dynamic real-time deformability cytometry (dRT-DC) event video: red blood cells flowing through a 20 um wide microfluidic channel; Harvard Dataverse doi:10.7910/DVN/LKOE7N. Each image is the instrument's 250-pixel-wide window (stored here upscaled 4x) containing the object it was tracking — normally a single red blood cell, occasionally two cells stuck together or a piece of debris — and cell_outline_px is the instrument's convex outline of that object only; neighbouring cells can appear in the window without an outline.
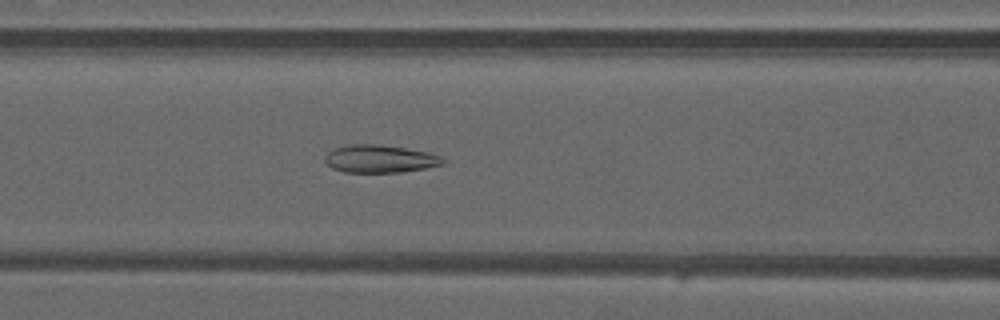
{"species": "common noctule bat (a hibernating species)", "species_latin": "Nyctalus noctula", "temperature_condition": "warm", "stored_images_in_passage": 46, "camera_frame_rate_fps": 3000, "um_per_image_px": 0.085, "animal": {"sex": "male", "forearm_length_mm": 52.5}, "frame": {"image": 1, "passage_image": 18, "time_ms": 5.667, "image_size_px": [1000, 320], "cell_outline_px": [[444, 164], [424, 168], [400, 172], [344, 172], [332, 168], [324, 160], [324, 156], [332, 148], [348, 144], [372, 144], [404, 148], [428, 152], [440, 156], [444, 160]], "centroid_in_image_um": [32.24, 13.5], "position_along_channel_um": 134.4, "area_um2": 18.96}}
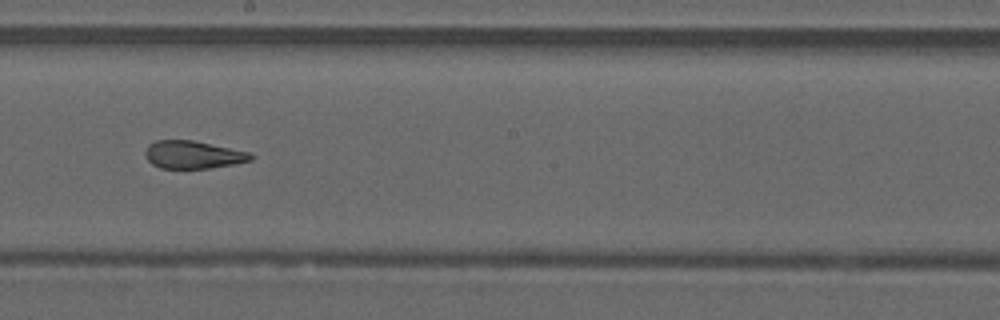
{"frame": {"image": 2, "passage_image": 25, "time_ms": 8.0, "image_size_px": [1000, 320], "cell_outline_px": [[256, 156], [252, 160], [232, 164], [208, 168], [160, 168], [152, 164], [148, 160], [144, 152], [148, 144], [156, 140], [192, 140], [248, 152]], "centroid_in_image_um": [16.38, 13.15], "position_along_channel_um": 231.8, "area_um2": 16.94}}
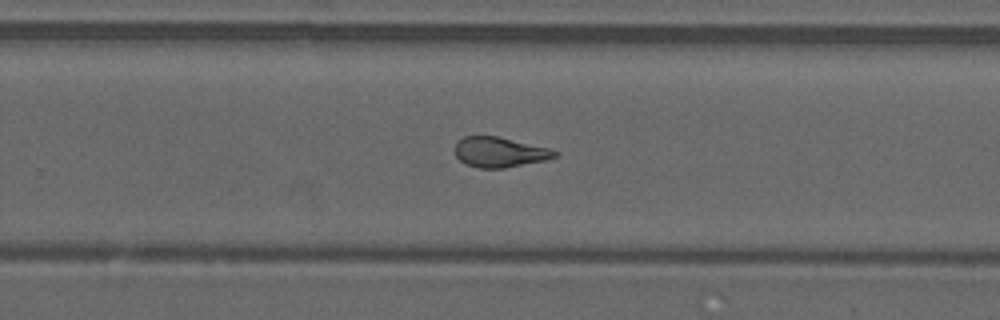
{"frame": {"image": 3, "passage_image": 29, "time_ms": 9.333, "image_size_px": [1000, 320], "cell_outline_px": [[560, 152], [556, 156], [544, 160], [504, 168], [480, 168], [468, 164], [460, 160], [456, 156], [456, 140], [464, 136], [500, 136], [548, 148]], "centroid_in_image_um": [42.46, 12.91], "position_along_channel_um": 287.3, "area_um2": 17.4}, "authors_computed_cell_mechanics": {"area_um2": 18.9006, "velocity_mm_per_s": 4.1866, "shape_relaxation_time_tau1_ms": null, "shape_relaxation_time_tau2_ms": 1.679, "deformation_change_tau1": null, "deformation_change_tau2": 0.0948}}